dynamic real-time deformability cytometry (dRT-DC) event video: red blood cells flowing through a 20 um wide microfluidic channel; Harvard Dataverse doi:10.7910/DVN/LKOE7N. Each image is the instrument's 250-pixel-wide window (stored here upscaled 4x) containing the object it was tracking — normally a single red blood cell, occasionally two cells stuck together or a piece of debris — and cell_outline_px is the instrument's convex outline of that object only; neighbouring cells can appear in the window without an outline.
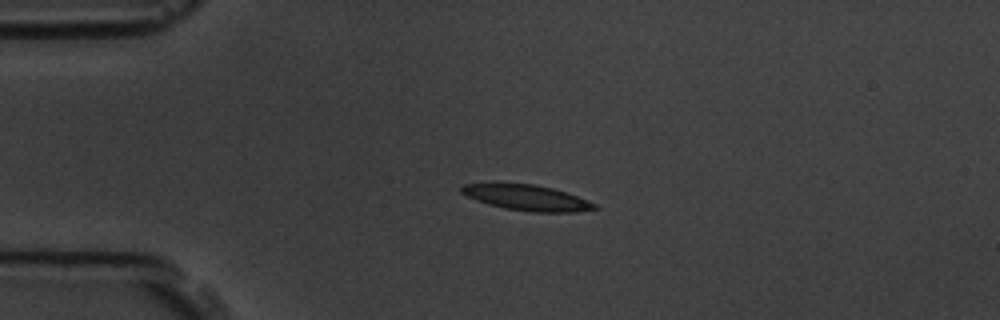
{"species": "common noctule bat (a hibernating species)", "species_latin": "Nyctalus noctula", "temperature_condition": "room temperature", "stored_images_in_passage": 4, "camera_frame_rate_fps": 3000, "um_per_image_px": 0.085, "animal": {"sex": "male", "body_mass_g": 19.5, "forearm_length_mm": 54.6}, "frame": {"image": 1, "passage_image": 3, "time_ms": 2.333, "image_size_px": [1000, 320], "cell_outline_px": [[600, 208], [576, 212], [532, 212], [504, 208], [488, 204], [476, 200], [460, 192], [460, 188], [464, 184], [532, 184], [552, 188], [576, 196], [596, 204]], "centroid_in_image_um": [44.8, 16.82], "position_along_channel_um": 40.2, "area_um2": 19.48}}